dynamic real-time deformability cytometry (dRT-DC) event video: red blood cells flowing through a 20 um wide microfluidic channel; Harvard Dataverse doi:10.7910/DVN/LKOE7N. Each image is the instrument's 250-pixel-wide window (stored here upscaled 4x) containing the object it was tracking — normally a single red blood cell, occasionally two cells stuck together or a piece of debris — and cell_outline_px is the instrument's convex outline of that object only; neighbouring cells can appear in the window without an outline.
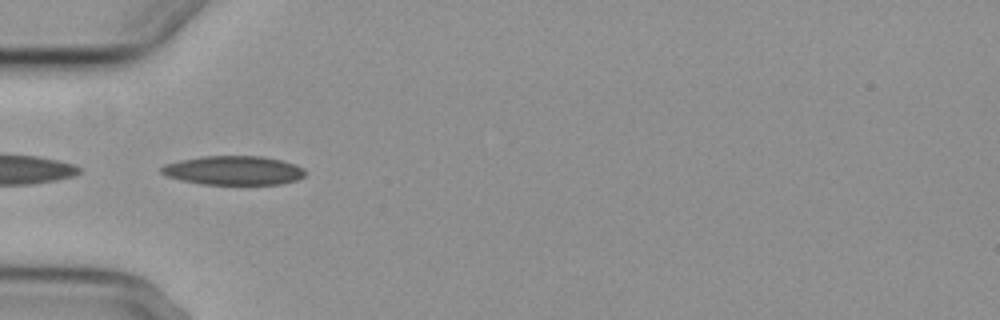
{"species": "common noctule bat (a hibernating species)", "species_latin": "Nyctalus noctula", "temperature_condition": "cold", "stored_images_in_passage": 5, "camera_frame_rate_fps": 3000, "um_per_image_px": 0.085, "animal": {"sex": "female", "body_mass_g": 29.2, "forearm_length_mm": 56.3}, "frame": {"image": 1, "passage_image": 3, "time_ms": 2.0, "image_size_px": [1000, 320], "cell_outline_px": [[304, 176], [296, 180], [280, 184], [200, 184], [180, 180], [168, 176], [160, 172], [160, 168], [164, 164], [180, 160], [204, 156], [264, 156], [296, 164], [304, 168]], "centroid_in_image_um": [19.84, 14.48], "position_along_channel_um": 65.2, "area_um2": 24.33}}
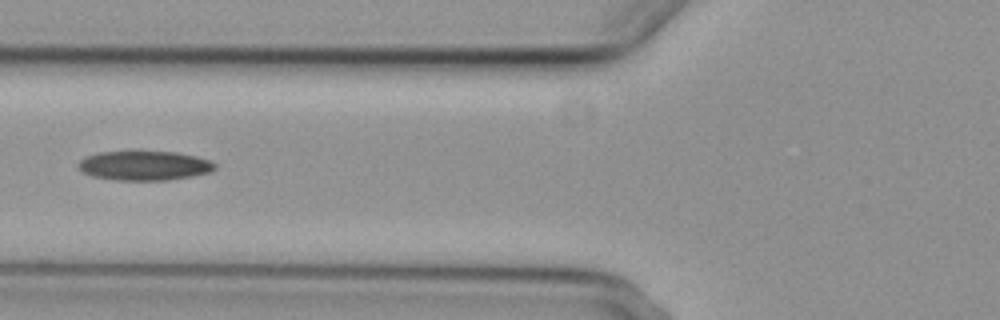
{"frame": {"image": 2, "passage_image": 4, "time_ms": 3.333, "image_size_px": [1000, 320], "cell_outline_px": [[216, 168], [212, 172], [192, 176], [168, 180], [116, 180], [92, 176], [84, 172], [76, 164], [80, 160], [88, 156], [100, 152], [176, 152], [196, 156], [208, 160], [216, 164]], "centroid_in_image_um": [12.3, 14.08], "position_along_channel_um": 113.5, "area_um2": 23.24}}
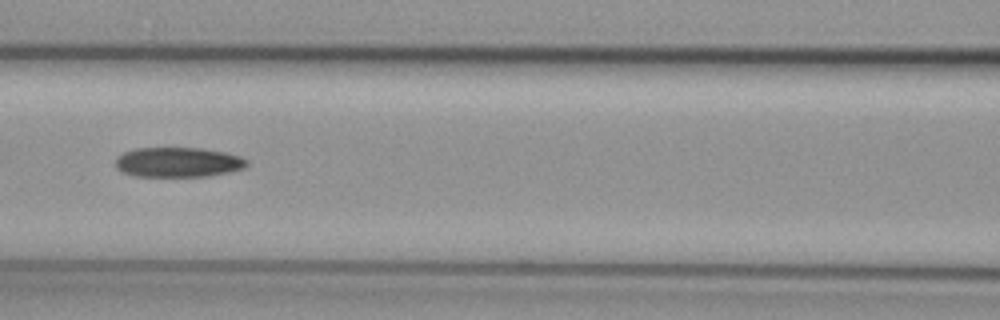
{"frame": {"image": 3, "passage_image": 5, "time_ms": 4.333, "image_size_px": [1000, 320], "cell_outline_px": [[248, 164], [244, 168], [228, 172], [208, 176], [136, 176], [120, 172], [116, 168], [116, 156], [124, 152], [136, 148], [200, 148], [224, 152], [240, 156], [248, 160]], "centroid_in_image_um": [15.11, 13.79], "position_along_channel_um": 151.5, "area_um2": 22.89}}